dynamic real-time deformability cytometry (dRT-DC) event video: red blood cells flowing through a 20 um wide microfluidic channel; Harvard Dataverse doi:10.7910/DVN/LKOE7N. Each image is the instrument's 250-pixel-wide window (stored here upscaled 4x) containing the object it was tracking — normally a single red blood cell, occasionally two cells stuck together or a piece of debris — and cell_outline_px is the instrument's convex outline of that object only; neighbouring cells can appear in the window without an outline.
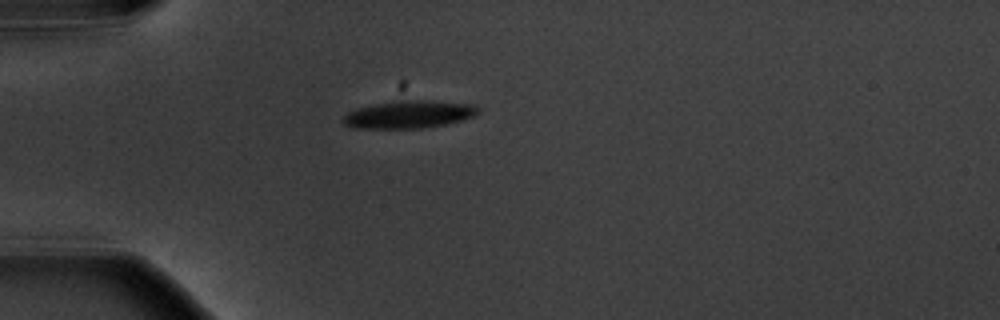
{"species": "common noctule bat (a hibernating species)", "species_latin": "Nyctalus noctula", "temperature_condition": "warm", "stored_images_in_passage": 1, "camera_frame_rate_fps": 3000, "um_per_image_px": 0.085, "animal": {"sex": "male", "body_mass_g": 20.1, "forearm_length_mm": 53.5}, "frame": {"image": 1, "passage_image": 1, "time_ms": 0.0, "image_size_px": [1000, 320], "cell_outline_px": [[480, 112], [476, 116], [448, 124], [420, 128], [352, 128], [344, 124], [344, 116], [348, 112], [356, 108], [392, 100], [432, 100], [476, 104], [480, 108]], "centroid_in_image_um": [34.83, 9.71], "position_along_channel_um": 50.2, "area_um2": 22.14}}